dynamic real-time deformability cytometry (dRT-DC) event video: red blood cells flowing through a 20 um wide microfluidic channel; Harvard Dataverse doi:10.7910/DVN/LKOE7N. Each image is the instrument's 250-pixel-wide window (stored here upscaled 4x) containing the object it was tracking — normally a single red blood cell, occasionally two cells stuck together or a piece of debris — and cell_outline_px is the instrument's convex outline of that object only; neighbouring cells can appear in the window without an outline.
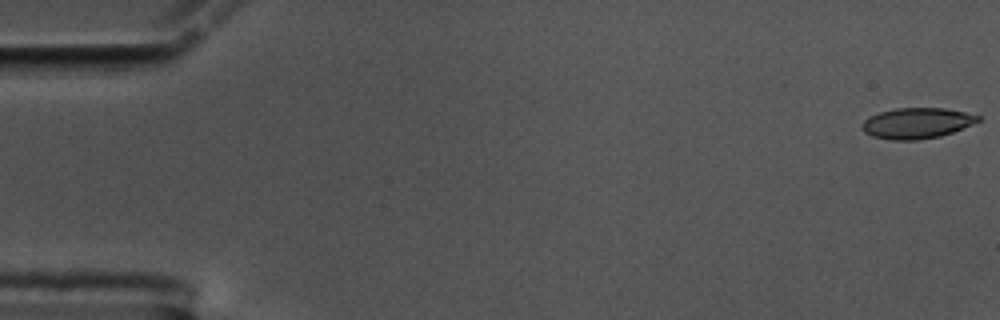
{"species": "common noctule bat (a hibernating species)", "species_latin": "Nyctalus noctula", "temperature_condition": "cold", "stored_images_in_passage": 57, "camera_frame_rate_fps": 3000, "um_per_image_px": 0.085, "animal": {"sex": "male", "body_mass_g": 17.5, "forearm_length_mm": 52.3}, "frame": {"image": 1, "passage_image": 1, "time_ms": 0.0, "image_size_px": [1000, 320], "cell_outline_px": [[980, 120], [972, 124], [952, 132], [940, 136], [916, 140], [892, 140], [872, 136], [864, 132], [860, 128], [860, 124], [868, 116], [880, 112], [896, 108], [944, 108], [964, 112], [980, 116]], "centroid_in_image_um": [77.87, 10.47], "position_along_channel_um": 7.1, "area_um2": 20.75}}
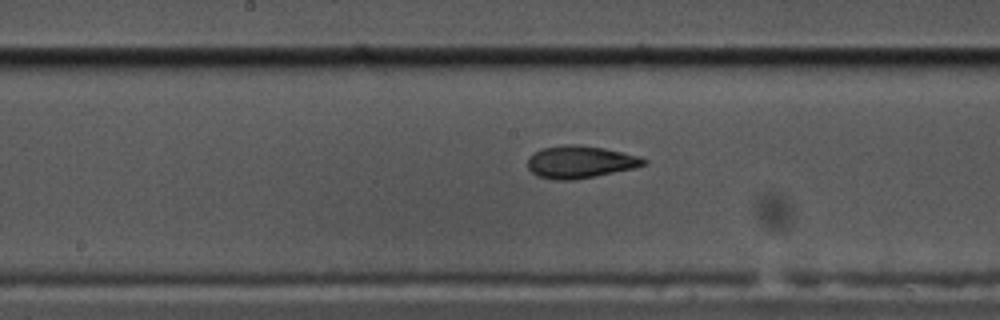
{"frame": {"image": 2, "passage_image": 29, "time_ms": 9.333, "image_size_px": [1000, 320], "cell_outline_px": [[648, 164], [636, 168], [572, 180], [552, 180], [536, 176], [528, 168], [528, 156], [532, 152], [540, 148], [564, 144], [576, 144], [604, 148], [640, 156], [648, 160]], "centroid_in_image_um": [49.3, 13.76], "position_along_channel_um": 198.9, "area_um2": 22.25}}
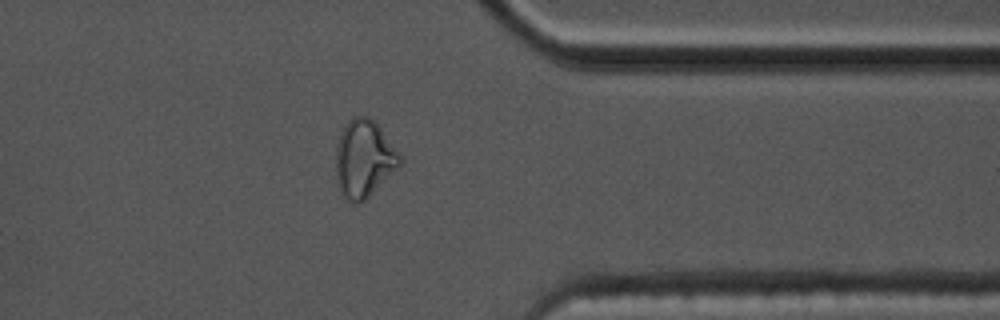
{"frame": {"image": 3, "passage_image": 45, "time_ms": 14.667, "image_size_px": [1000, 320], "cell_outline_px": [[400, 164], [360, 204], [352, 204], [344, 200], [340, 192], [336, 180], [336, 148], [344, 124], [352, 116], [368, 116], [380, 128], [400, 156]], "centroid_in_image_um": [30.86, 13.51], "position_along_channel_um": 380.5, "area_um2": 28.38}, "authors_computed_cell_mechanics": {"area_um2": 21.675, "velocity_mm_per_s": 3.5694, "shape_relaxation_time_tau1_ms": 9.2452, "shape_relaxation_time_tau2_ms": 2.7881, "deformation_change_tau1": 0.222, "deformation_change_tau2": 0.0804}}